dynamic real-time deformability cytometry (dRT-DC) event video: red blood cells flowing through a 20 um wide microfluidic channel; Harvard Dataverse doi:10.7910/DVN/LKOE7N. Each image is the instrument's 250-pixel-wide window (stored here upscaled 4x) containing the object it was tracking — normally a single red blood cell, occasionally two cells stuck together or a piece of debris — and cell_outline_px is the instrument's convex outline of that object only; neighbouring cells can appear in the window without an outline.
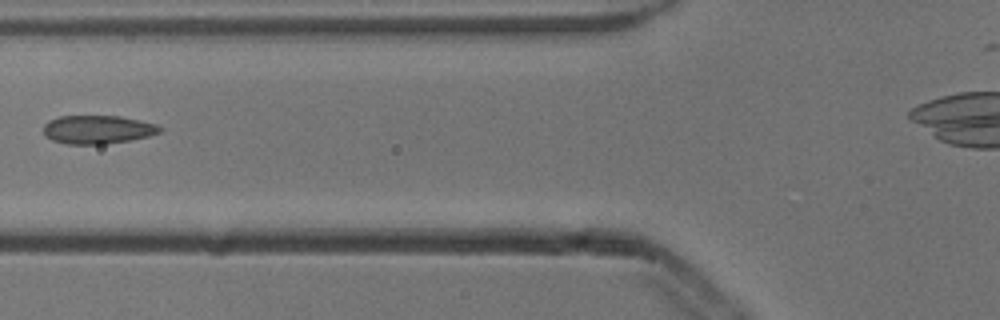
{"species": "common noctule bat (a hibernating species)", "species_latin": "Nyctalus noctula", "temperature_condition": "cold", "stored_images_in_passage": 2, "camera_frame_rate_fps": 3000, "um_per_image_px": 0.085, "animal": {"sex": "male", "body_mass_g": 13.3}, "frame": {"image": 1, "passage_image": 2, "time_ms": 0.333, "image_size_px": [1000, 320], "cell_outline_px": [[164, 128], [160, 132], [148, 136], [128, 140], [104, 144], [68, 144], [52, 140], [44, 136], [44, 124], [48, 120], [60, 116], [120, 116], [140, 120], [156, 124]], "centroid_in_image_um": [8.29, 11.0], "position_along_channel_um": 117.5, "area_um2": 19.31}}